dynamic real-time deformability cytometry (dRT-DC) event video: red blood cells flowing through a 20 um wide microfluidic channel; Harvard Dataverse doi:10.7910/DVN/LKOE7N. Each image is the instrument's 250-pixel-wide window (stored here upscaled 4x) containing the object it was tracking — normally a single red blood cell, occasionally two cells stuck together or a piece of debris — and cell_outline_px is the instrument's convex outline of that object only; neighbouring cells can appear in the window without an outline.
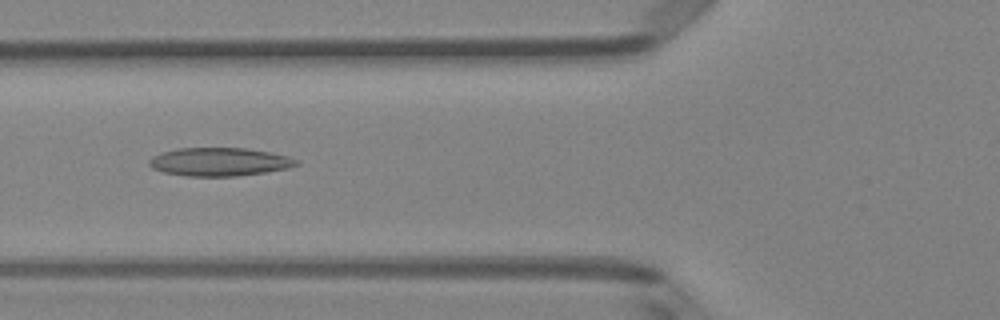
{"species": "Egyptian fruit bat (a non-hibernating species)", "species_latin": "Rousettus aegyptiacus", "temperature_condition": "room temperature", "stored_images_in_passage": 41, "camera_frame_rate_fps": 3000, "um_per_image_px": 0.085, "animal": {"sex": "female"}, "frame": {"image": 1, "passage_image": 10, "time_ms": 3.0, "image_size_px": [1000, 320], "cell_outline_px": [[300, 164], [288, 168], [264, 172], [236, 176], [184, 176], [164, 172], [152, 168], [148, 164], [148, 160], [152, 156], [176, 148], [244, 148], [268, 152], [288, 156], [300, 160]], "centroid_in_image_um": [18.64, 13.76], "position_along_channel_um": 107.2, "area_um2": 24.28}}
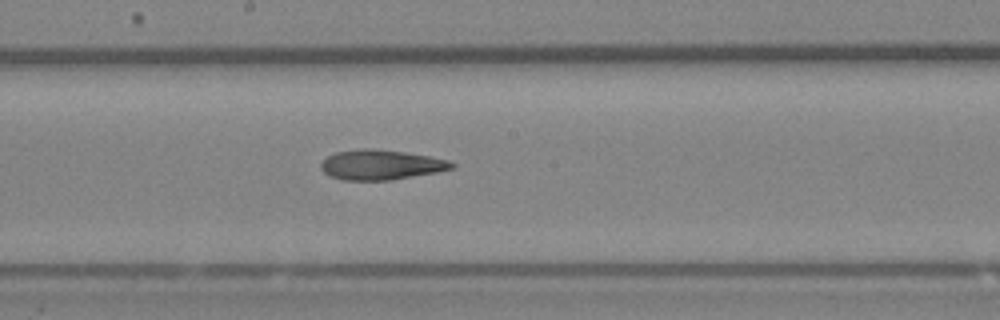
{"frame": {"image": 2, "passage_image": 18, "time_ms": 5.667, "image_size_px": [1000, 320], "cell_outline_px": [[456, 164], [452, 168], [436, 172], [392, 180], [340, 180], [328, 176], [320, 168], [320, 164], [328, 156], [336, 152], [360, 148], [372, 148], [404, 152], [432, 156], [448, 160]], "centroid_in_image_um": [32.35, 14.0], "position_along_channel_um": 215.8, "area_um2": 22.95}}
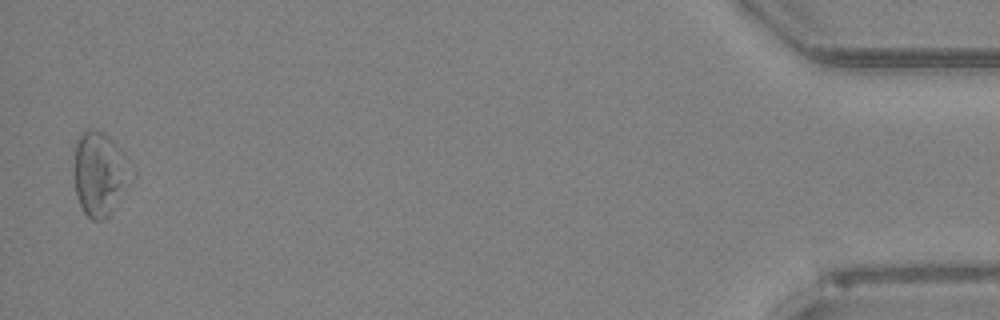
{"frame": {"image": 3, "passage_image": 40, "time_ms": 13.0, "image_size_px": [1000, 320], "cell_outline_px": [[120, 184], [112, 208], [108, 216], [104, 220], [92, 220], [84, 212], [76, 196], [72, 176], [72, 172], [76, 140], [84, 132], [92, 128], [100, 132], [112, 144], [120, 180]], "centroid_in_image_um": [8.1, 14.84], "position_along_channel_um": 427.1, "area_um2": 23.76}, "authors_computed_cell_mechanics": {"area_um2": 23.7558, "velocity_mm_per_s": 4.078, "shape_relaxation_time_tau1_ms": null, "shape_relaxation_time_tau2_ms": 10.4794, "deformation_change_tau1": null, "deformation_change_tau2": 0.237}}